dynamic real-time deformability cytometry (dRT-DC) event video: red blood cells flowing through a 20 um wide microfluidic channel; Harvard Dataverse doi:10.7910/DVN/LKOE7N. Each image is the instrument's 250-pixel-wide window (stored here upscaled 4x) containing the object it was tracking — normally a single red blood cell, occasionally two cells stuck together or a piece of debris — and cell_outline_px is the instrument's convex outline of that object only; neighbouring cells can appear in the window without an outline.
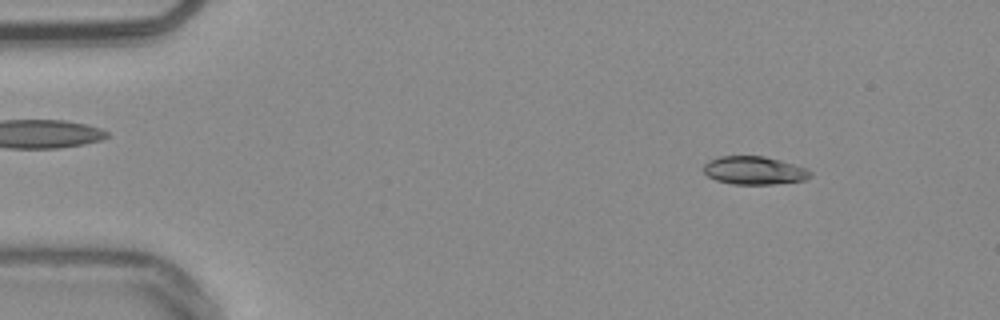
{"species": "common noctule bat (a hibernating species)", "species_latin": "Nyctalus noctula", "temperature_condition": "warm", "stored_images_in_passage": 48, "camera_frame_rate_fps": 3000, "um_per_image_px": 0.085, "animal": {"sex": "male", "body_mass_g": 20.4}, "frame": {"image": 1, "passage_image": 4, "time_ms": 1.0, "image_size_px": [1000, 320], "cell_outline_px": [[812, 176], [804, 180], [776, 184], [732, 184], [716, 180], [708, 176], [704, 172], [704, 164], [708, 160], [720, 156], [764, 156], [780, 160], [804, 168], [812, 172]], "centroid_in_image_um": [64.09, 14.49], "position_along_channel_um": 20.9, "area_um2": 17.46}}
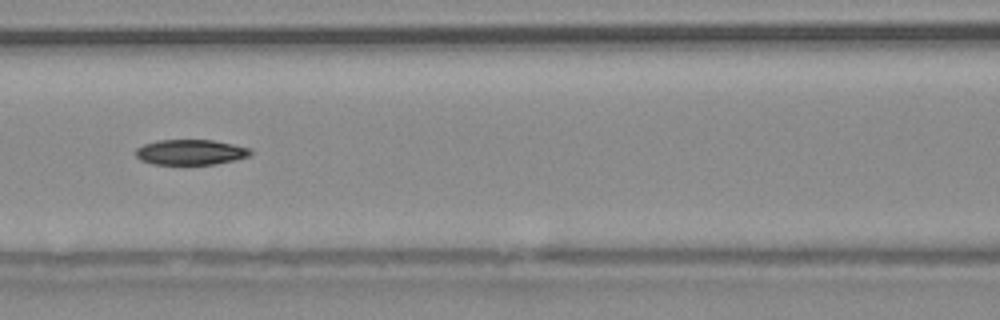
{"frame": {"image": 2, "passage_image": 21, "time_ms": 6.667, "image_size_px": [1000, 320], "cell_outline_px": [[252, 152], [248, 156], [216, 164], [152, 164], [140, 160], [136, 156], [136, 148], [144, 144], [156, 140], [212, 140], [252, 148]], "centroid_in_image_um": [16.17, 12.93], "position_along_channel_um": 150.4, "area_um2": 16.88}}
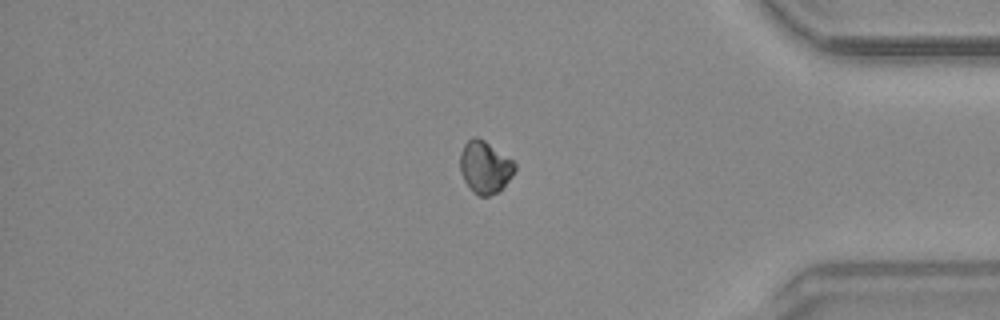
{"frame": {"image": 3, "passage_image": 42, "time_ms": 13.667, "image_size_px": [1000, 320], "cell_outline_px": [[516, 168], [512, 176], [496, 192], [488, 196], [480, 196], [472, 192], [464, 180], [460, 172], [460, 152], [464, 144], [472, 136], [476, 136], [484, 140], [512, 160], [516, 164]], "centroid_in_image_um": [41.19, 14.19], "position_along_channel_um": 394.0, "area_um2": 16.53}}